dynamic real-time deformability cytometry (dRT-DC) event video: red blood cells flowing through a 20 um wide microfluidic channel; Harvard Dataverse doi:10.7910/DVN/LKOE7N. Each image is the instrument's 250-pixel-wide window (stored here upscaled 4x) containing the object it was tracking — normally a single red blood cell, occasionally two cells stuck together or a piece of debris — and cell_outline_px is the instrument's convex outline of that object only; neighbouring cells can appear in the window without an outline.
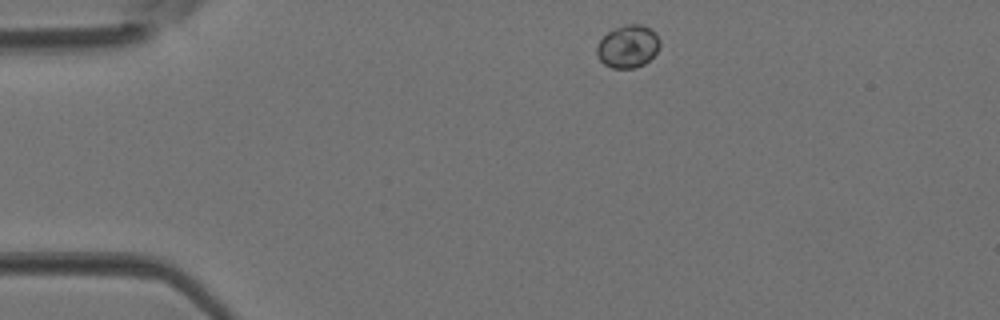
{"species": "Egyptian fruit bat (a non-hibernating species)", "species_latin": "Rousettus aegyptiacus", "temperature_condition": "room temperature", "stored_images_in_passage": 2, "camera_frame_rate_fps": 3000, "um_per_image_px": 0.085, "animal": {"sex": "female"}, "frame": {"image": 1, "passage_image": 1, "time_ms": 0.0, "image_size_px": [1000, 320], "cell_outline_px": [[660, 44], [656, 52], [644, 64], [636, 68], [612, 68], [604, 64], [596, 56], [596, 48], [600, 40], [608, 32], [624, 24], [640, 24], [656, 32], [660, 40]], "centroid_in_image_um": [53.36, 3.95], "position_along_channel_um": 31.6, "area_um2": 15.66}}